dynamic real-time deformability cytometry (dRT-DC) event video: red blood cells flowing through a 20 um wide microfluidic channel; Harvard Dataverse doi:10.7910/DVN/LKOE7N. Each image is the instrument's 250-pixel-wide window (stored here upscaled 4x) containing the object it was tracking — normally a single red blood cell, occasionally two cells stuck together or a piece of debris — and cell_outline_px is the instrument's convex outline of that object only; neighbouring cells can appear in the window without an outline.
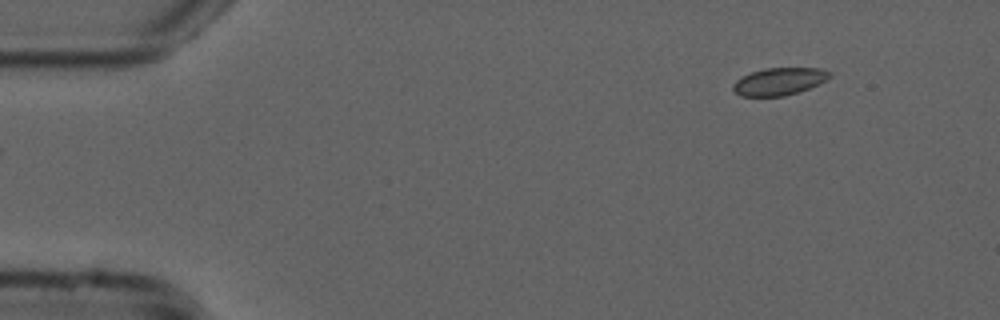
{"species": "common noctule bat (a hibernating species)", "species_latin": "Nyctalus noctula", "temperature_condition": "cold", "stored_images_in_passage": 49, "camera_frame_rate_fps": 3000, "um_per_image_px": 0.085, "animal": {"sex": "male", "forearm_length_mm": 52.5}, "frame": {"image": 1, "passage_image": 1, "time_ms": 0.0, "image_size_px": [1000, 320], "cell_outline_px": [[832, 76], [820, 84], [784, 96], [740, 96], [732, 88], [732, 84], [736, 80], [752, 72], [764, 68], [820, 68], [832, 72]], "centroid_in_image_um": [66.25, 6.91], "position_along_channel_um": 18.7, "area_um2": 15.37}}
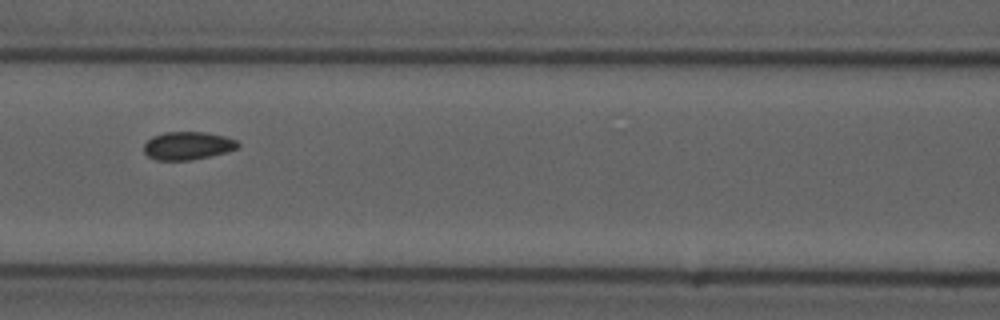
{"frame": {"image": 2, "passage_image": 19, "time_ms": 6.0, "image_size_px": [1000, 320], "cell_outline_px": [[240, 144], [236, 148], [228, 152], [192, 160], [156, 160], [148, 156], [144, 152], [144, 144], [152, 136], [164, 132], [204, 132], [224, 136], [236, 140]], "centroid_in_image_um": [15.94, 12.38], "position_along_channel_um": 150.7, "area_um2": 15.37}}
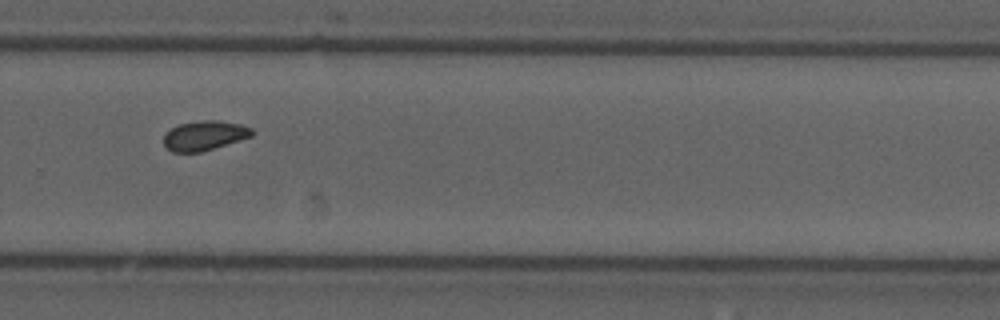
{"frame": {"image": 3, "passage_image": 32, "time_ms": 10.333, "image_size_px": [1000, 320], "cell_outline_px": [[256, 132], [252, 136], [200, 152], [172, 152], [164, 144], [164, 136], [172, 128], [180, 124], [200, 120], [216, 120], [240, 124], [252, 128]], "centroid_in_image_um": [17.41, 11.51], "position_along_channel_um": 312.4, "area_um2": 15.03}, "authors_computed_cell_mechanics": {"area_um2": 15.3748, "velocity_mm_per_s": 3.7443, "shape_relaxation_time_tau1_ms": null, "shape_relaxation_time_tau2_ms": 1.4347, "deformation_change_tau1": null, "deformation_change_tau2": 0.0491}}